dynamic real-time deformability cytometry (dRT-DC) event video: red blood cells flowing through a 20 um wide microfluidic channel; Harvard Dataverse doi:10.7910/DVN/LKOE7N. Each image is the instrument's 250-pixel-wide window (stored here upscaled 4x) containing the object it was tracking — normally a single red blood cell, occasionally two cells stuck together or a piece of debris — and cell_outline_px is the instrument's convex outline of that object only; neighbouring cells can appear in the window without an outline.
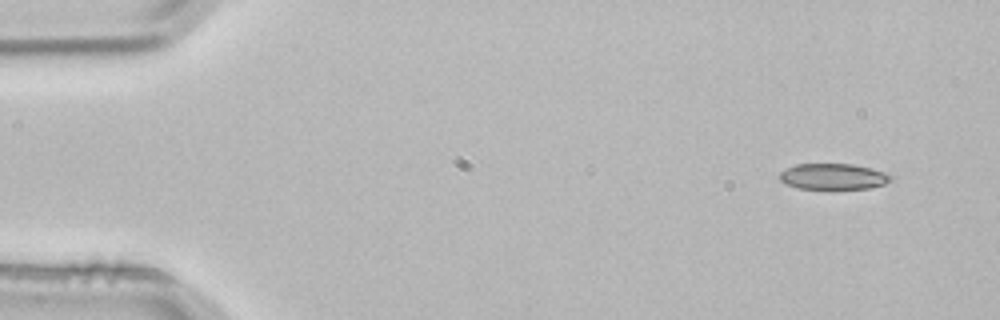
{"species": "common noctule bat (a hibernating species)", "species_latin": "Nyctalus noctula", "temperature_condition": "room temperature", "stored_images_in_passage": 50, "camera_frame_rate_fps": 3000, "um_per_image_px": 0.085, "animal": {"sex": "male", "body_mass_g": 21.5, "forearm_length_mm": 52.0}, "frame": {"image": 1, "passage_image": 1, "time_ms": 0.0, "image_size_px": [1000, 320], "cell_outline_px": [[892, 180], [884, 184], [868, 188], [836, 192], [832, 192], [796, 188], [784, 184], [780, 180], [780, 172], [784, 168], [796, 164], [852, 164], [872, 168], [884, 172], [892, 176]], "centroid_in_image_um": [70.79, 15.06], "position_along_channel_um": 14.2, "area_um2": 17.86}}
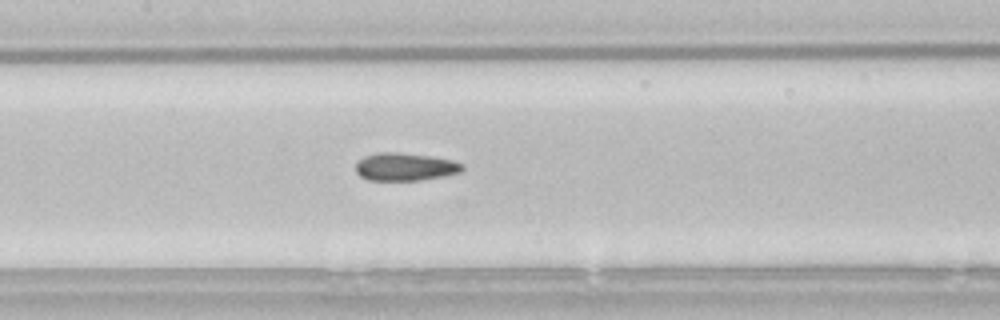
{"frame": {"image": 2, "passage_image": 22, "time_ms": 7.0, "image_size_px": [1000, 320], "cell_outline_px": [[464, 168], [460, 172], [420, 180], [368, 180], [360, 176], [356, 172], [356, 164], [364, 156], [376, 152], [396, 152], [428, 156], [452, 160], [464, 164]], "centroid_in_image_um": [34.4, 14.17], "position_along_channel_um": 173.0, "area_um2": 17.11}}
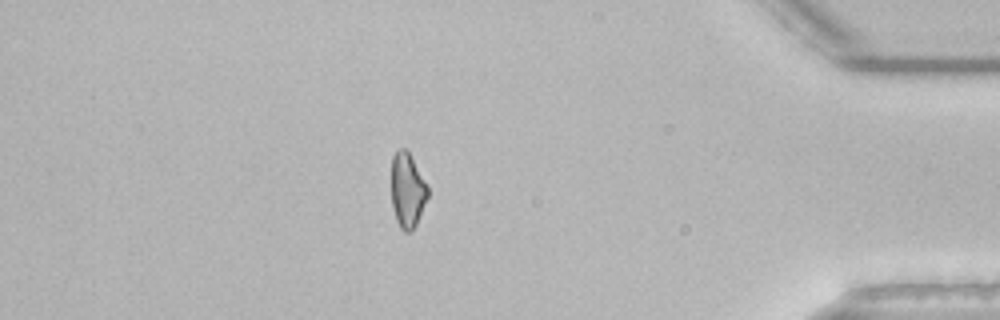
{"frame": {"image": 3, "passage_image": 43, "time_ms": 14.0, "image_size_px": [1000, 320], "cell_outline_px": [[428, 196], [416, 224], [408, 232], [404, 232], [400, 228], [396, 220], [392, 208], [392, 156], [396, 148], [404, 148], [408, 152], [428, 184]], "centroid_in_image_um": [34.62, 16.15], "position_along_channel_um": 400.6, "area_um2": 15.84}, "authors_computed_cell_mechanics": {"area_um2": 17.051, "velocity_mm_per_s": 3.8395, "shape_relaxation_time_tau1_ms": null, "shape_relaxation_time_tau2_ms": 2.8685, "deformation_change_tau1": null, "deformation_change_tau2": 0.0908}}